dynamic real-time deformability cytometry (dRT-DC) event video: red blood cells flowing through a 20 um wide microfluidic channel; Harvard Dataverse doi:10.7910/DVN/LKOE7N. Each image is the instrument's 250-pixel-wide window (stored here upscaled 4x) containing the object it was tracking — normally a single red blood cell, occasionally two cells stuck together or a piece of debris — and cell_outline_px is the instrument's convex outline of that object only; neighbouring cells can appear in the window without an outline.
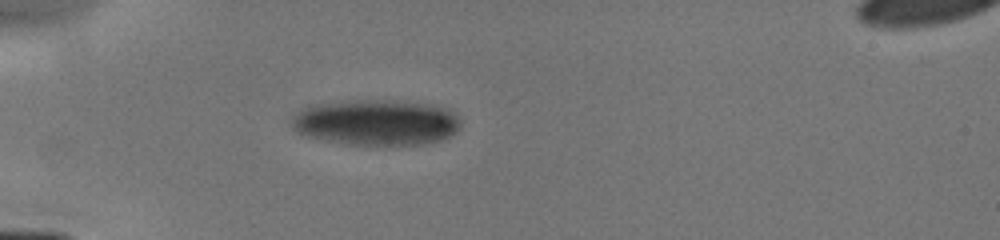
{"species": "human", "species_latin": "Homo sapiens", "temperature_condition": "cold", "stored_images_in_passage": 9, "camera_frame_rate_fps": 3000, "um_per_image_px": 0.085, "donor": {"sex": "male"}, "frame": {"image": 1, "passage_image": 6, "time_ms": 2.0, "image_size_px": [1000, 240], "cell_outline_px": [[460, 128], [452, 136], [440, 140], [424, 144], [348, 144], [308, 136], [300, 132], [292, 124], [292, 120], [304, 108], [316, 104], [348, 100], [392, 100], [420, 104], [440, 108], [452, 112], [460, 120]], "centroid_in_image_um": [32.02, 10.41], "position_along_channel_um": 53.0, "area_um2": 44.04}}